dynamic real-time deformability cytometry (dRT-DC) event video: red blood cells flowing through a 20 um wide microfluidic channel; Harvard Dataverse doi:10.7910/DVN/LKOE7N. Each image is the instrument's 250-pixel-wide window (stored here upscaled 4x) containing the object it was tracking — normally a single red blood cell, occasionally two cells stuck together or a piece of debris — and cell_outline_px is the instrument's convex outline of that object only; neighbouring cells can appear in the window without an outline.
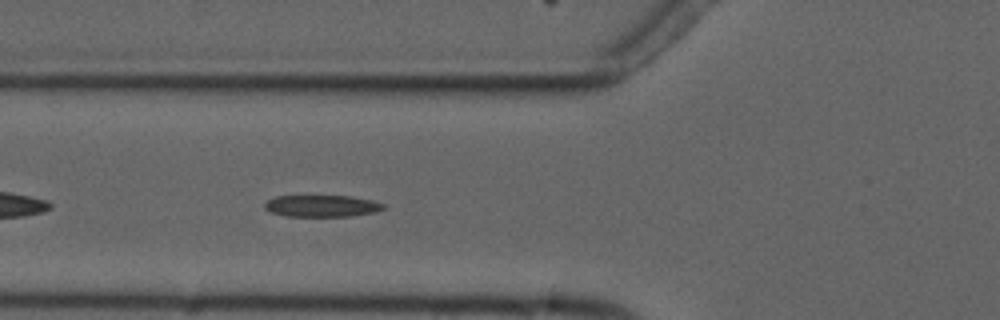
{"species": "common noctule bat (a hibernating species)", "species_latin": "Nyctalus noctula", "temperature_condition": "cold", "stored_images_in_passage": 6, "camera_frame_rate_fps": 3000, "um_per_image_px": 0.085, "animal": {"sex": "male", "forearm_length_mm": 52.5}, "frame": {"image": 1, "passage_image": 6, "time_ms": 6.667, "image_size_px": [1000, 320], "cell_outline_px": [[384, 208], [376, 212], [352, 216], [284, 216], [272, 212], [264, 208], [264, 204], [268, 200], [276, 196], [348, 196], [372, 200], [384, 204]], "centroid_in_image_um": [27.35, 17.51], "position_along_channel_um": 98.4, "area_um2": 14.97}}